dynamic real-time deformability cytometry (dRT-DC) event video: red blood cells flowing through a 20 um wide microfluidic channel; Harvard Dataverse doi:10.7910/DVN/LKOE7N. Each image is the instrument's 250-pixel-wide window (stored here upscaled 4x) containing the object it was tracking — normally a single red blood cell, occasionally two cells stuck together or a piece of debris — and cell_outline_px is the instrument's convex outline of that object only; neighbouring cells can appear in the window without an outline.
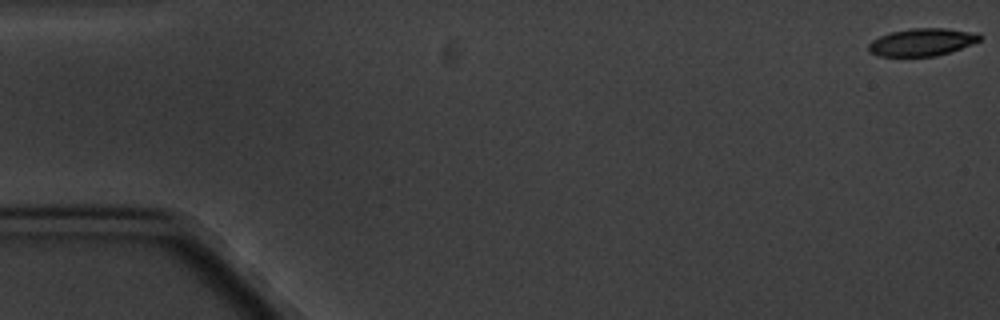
{"species": "common noctule bat (a hibernating species)", "species_latin": "Nyctalus noctula", "temperature_condition": "cold", "stored_images_in_passage": 6, "camera_frame_rate_fps": 3000, "um_per_image_px": 0.085, "animal": {"sex": "male", "body_mass_g": 20.1, "forearm_length_mm": 53.5}, "frame": {"image": 1, "passage_image": 1, "time_ms": 0.0, "image_size_px": [1000, 320], "cell_outline_px": [[980, 40], [960, 48], [936, 56], [880, 56], [868, 52], [868, 44], [872, 40], [880, 36], [892, 32], [912, 28], [944, 28], [980, 32]], "centroid_in_image_um": [78.36, 3.57], "position_along_channel_um": 6.6, "area_um2": 17.74}}
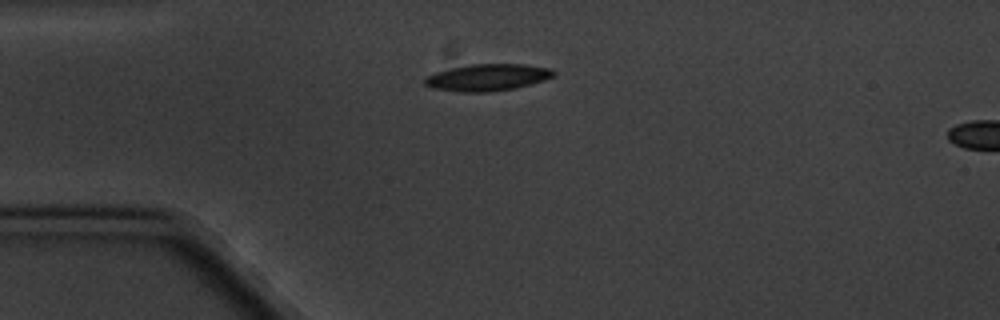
{"frame": {"image": 2, "passage_image": 5, "time_ms": 4.667, "image_size_px": [1000, 320], "cell_outline_px": [[556, 72], [552, 76], [544, 80], [516, 88], [488, 92], [460, 92], [432, 88], [424, 84], [424, 80], [428, 76], [436, 72], [468, 64], [524, 64], [552, 68]], "centroid_in_image_um": [41.45, 6.58], "position_along_channel_um": 43.5, "area_um2": 20.11}}